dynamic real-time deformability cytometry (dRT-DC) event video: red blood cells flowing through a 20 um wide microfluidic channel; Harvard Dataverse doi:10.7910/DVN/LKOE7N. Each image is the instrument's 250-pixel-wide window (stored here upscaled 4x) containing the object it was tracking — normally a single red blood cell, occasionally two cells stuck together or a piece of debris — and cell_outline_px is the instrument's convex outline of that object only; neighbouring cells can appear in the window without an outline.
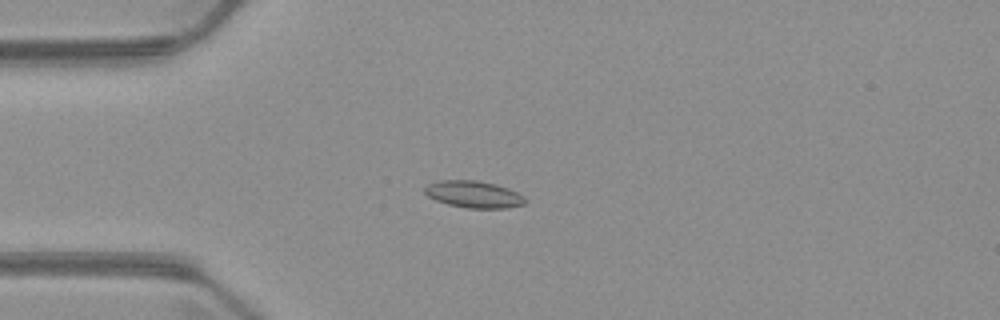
{"species": "common noctule bat (a hibernating species)", "species_latin": "Nyctalus noctula", "temperature_condition": "warm", "stored_images_in_passage": 5, "camera_frame_rate_fps": 3000, "um_per_image_px": 0.085, "animal": {"sex": "male", "body_mass_g": 23.1, "forearm_length_mm": 52.7}, "frame": {"image": 1, "passage_image": 4, "time_ms": 3.667, "image_size_px": [1000, 320], "cell_outline_px": [[528, 200], [524, 204], [508, 208], [468, 208], [448, 204], [436, 200], [428, 196], [424, 192], [424, 188], [428, 184], [440, 180], [476, 180], [496, 184], [508, 188], [524, 196]], "centroid_in_image_um": [40.28, 16.52], "position_along_channel_um": 44.7, "area_um2": 15.78}}